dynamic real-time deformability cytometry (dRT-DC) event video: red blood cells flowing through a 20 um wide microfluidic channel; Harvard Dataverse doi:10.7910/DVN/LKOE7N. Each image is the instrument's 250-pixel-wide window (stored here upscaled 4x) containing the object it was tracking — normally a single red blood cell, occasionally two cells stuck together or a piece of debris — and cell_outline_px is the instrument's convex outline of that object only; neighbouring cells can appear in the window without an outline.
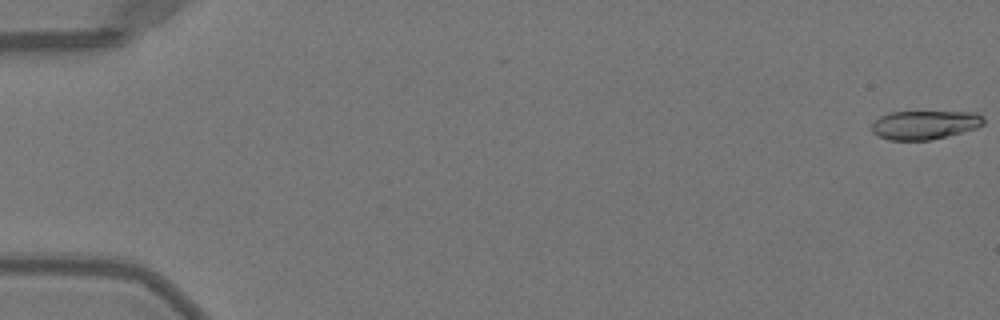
{"species": "Egyptian fruit bat (a non-hibernating species)", "species_latin": "Rousettus aegyptiacus", "temperature_condition": "warm", "stored_images_in_passage": 51, "camera_frame_rate_fps": 3000, "um_per_image_px": 0.085, "animal": {"sex": "female"}, "frame": {"image": 1, "passage_image": 1, "time_ms": 0.0, "image_size_px": [1000, 320], "cell_outline_px": [[984, 124], [976, 128], [948, 136], [928, 140], [888, 140], [872, 132], [872, 124], [880, 116], [888, 112], [976, 112], [984, 116]], "centroid_in_image_um": [78.62, 10.61], "position_along_channel_um": 6.4, "area_um2": 18.79}}
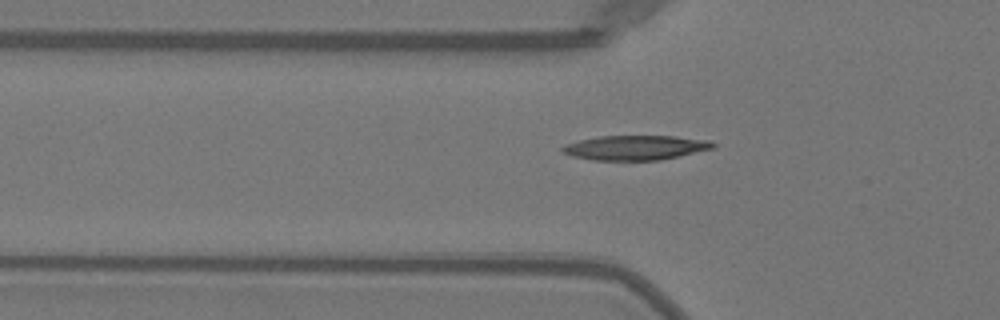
{"frame": {"image": 2, "passage_image": 18, "time_ms": 5.667, "image_size_px": [1000, 320], "cell_outline_px": [[716, 148], [660, 160], [592, 160], [572, 156], [560, 152], [560, 148], [564, 144], [580, 140], [600, 136], [672, 136], [712, 140], [716, 144]], "centroid_in_image_um": [54.02, 12.55], "position_along_channel_um": 71.8, "area_um2": 21.79}}
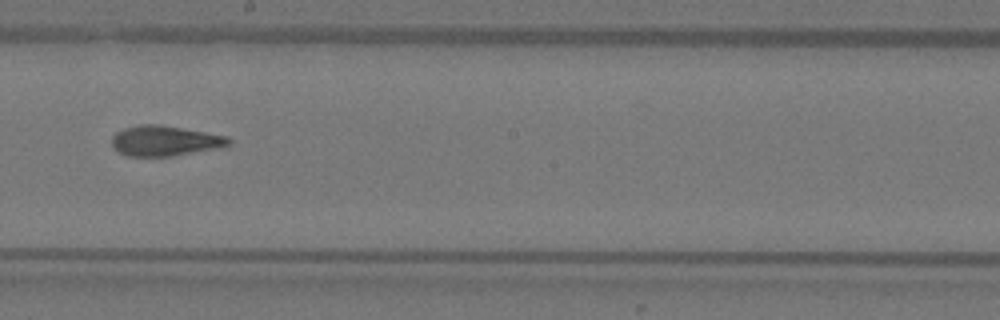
{"frame": {"image": 3, "passage_image": 30, "time_ms": 9.667, "image_size_px": [1000, 320], "cell_outline_px": [[232, 144], [224, 148], [172, 156], [128, 156], [120, 152], [112, 144], [112, 136], [116, 132], [124, 128], [140, 124], [160, 124], [228, 136], [232, 140]], "centroid_in_image_um": [14.09, 11.97], "position_along_channel_um": 234.1, "area_um2": 20.87}, "authors_computed_cell_mechanics": {"area_um2": 20.1722, "velocity_mm_per_s": 4.0378, "shape_relaxation_time_tau1_ms": 7.6013, "shape_relaxation_time_tau2_ms": 1.4762, "deformation_change_tau1": 0.2437, "deformation_change_tau2": 0.0871}}